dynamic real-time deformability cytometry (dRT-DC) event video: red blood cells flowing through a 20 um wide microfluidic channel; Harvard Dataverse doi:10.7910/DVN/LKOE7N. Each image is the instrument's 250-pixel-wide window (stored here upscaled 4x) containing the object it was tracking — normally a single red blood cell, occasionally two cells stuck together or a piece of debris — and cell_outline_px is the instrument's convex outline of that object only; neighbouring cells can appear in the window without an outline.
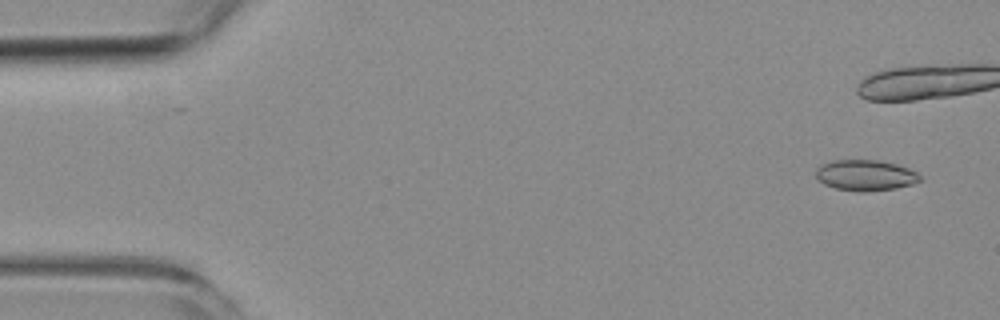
{"species": "common noctule bat (a hibernating species)", "species_latin": "Nyctalus noctula", "temperature_condition": "room temperature", "stored_images_in_passage": 16, "camera_frame_rate_fps": 3000, "um_per_image_px": 0.085, "animal": {"sex": "female", "body_mass_g": 19.3, "forearm_length_mm": 54.1}, "frame": {"image": 1, "passage_image": 1, "time_ms": 0.0, "image_size_px": [1000, 320], "cell_outline_px": [[924, 180], [912, 184], [896, 188], [864, 192], [860, 192], [836, 188], [824, 184], [816, 176], [816, 168], [820, 164], [832, 160], [880, 160], [896, 164], [908, 168], [916, 172]], "centroid_in_image_um": [73.57, 14.89], "position_along_channel_um": 11.4, "area_um2": 18.79}}
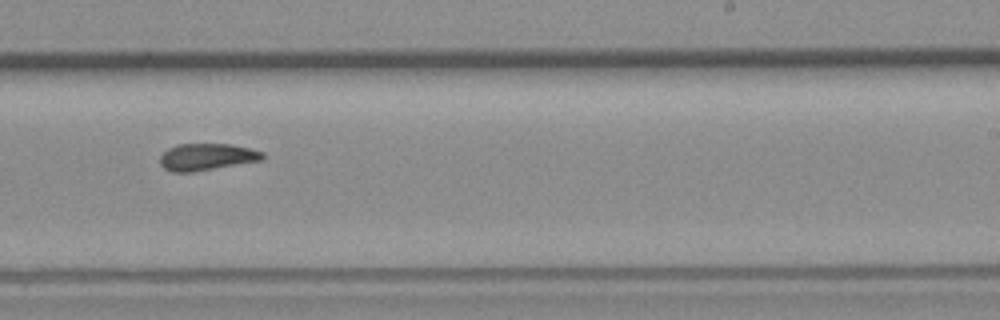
{"frame": {"image": 2, "passage_image": 10, "time_ms": 12.0, "image_size_px": [1000, 320], "cell_outline_px": [[264, 156], [260, 160], [192, 172], [172, 172], [164, 168], [160, 164], [160, 156], [168, 148], [176, 144], [232, 144], [264, 152]], "centroid_in_image_um": [17.53, 13.33], "position_along_channel_um": 271.5, "area_um2": 15.9}}
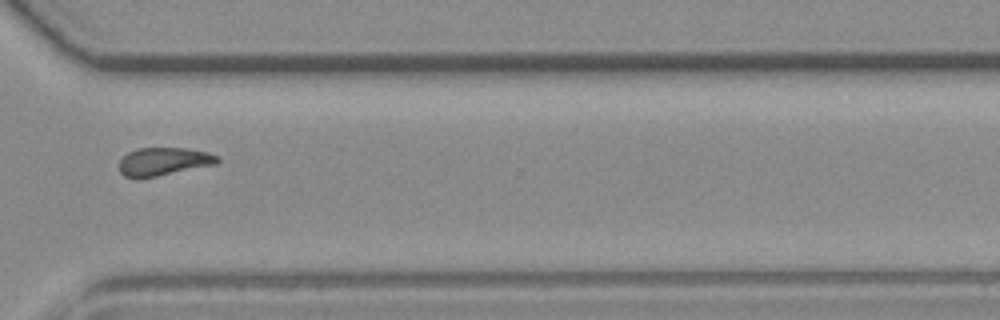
{"frame": {"image": 3, "passage_image": 12, "time_ms": 14.333, "image_size_px": [1000, 320], "cell_outline_px": [[220, 160], [216, 164], [136, 180], [124, 176], [120, 172], [120, 160], [128, 152], [136, 148], [184, 148], [208, 152], [220, 156]], "centroid_in_image_um": [13.89, 13.74], "position_along_channel_um": 356.7, "area_um2": 16.18}}